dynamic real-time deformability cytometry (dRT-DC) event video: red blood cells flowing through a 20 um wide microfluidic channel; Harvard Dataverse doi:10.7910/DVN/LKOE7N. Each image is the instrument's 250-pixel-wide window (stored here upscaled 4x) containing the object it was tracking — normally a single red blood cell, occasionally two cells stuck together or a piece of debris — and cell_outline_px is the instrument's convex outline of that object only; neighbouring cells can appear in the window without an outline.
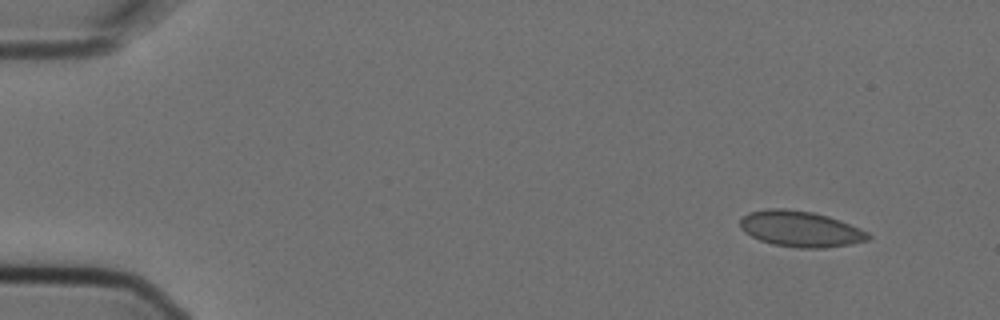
{"species": "Egyptian fruit bat (a non-hibernating species)", "species_latin": "Rousettus aegyptiacus", "temperature_condition": "cold", "stored_images_in_passage": 6, "camera_frame_rate_fps": 3000, "um_per_image_px": 0.085, "animal": {"sex": "female"}, "frame": {"image": 1, "passage_image": 1, "time_ms": 0.0, "image_size_px": [1000, 320], "cell_outline_px": [[872, 236], [868, 240], [848, 244], [824, 248], [800, 248], [772, 244], [760, 240], [744, 232], [740, 228], [740, 220], [748, 212], [768, 208], [784, 208], [812, 212], [828, 216], [840, 220], [860, 228], [868, 232]], "centroid_in_image_um": [68.03, 19.45], "position_along_channel_um": 17.0, "area_um2": 26.76}}
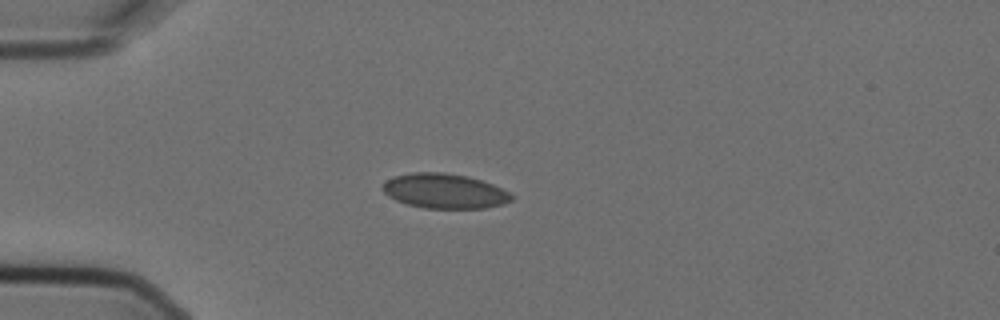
{"frame": {"image": 2, "passage_image": 4, "time_ms": 1.0, "image_size_px": [1000, 320], "cell_outline_px": [[512, 200], [504, 204], [484, 208], [424, 208], [408, 204], [396, 200], [388, 196], [380, 188], [392, 176], [412, 172], [444, 172], [468, 176], [492, 184], [508, 192], [512, 196]], "centroid_in_image_um": [37.76, 16.23], "position_along_channel_um": 47.2, "area_um2": 26.07}}
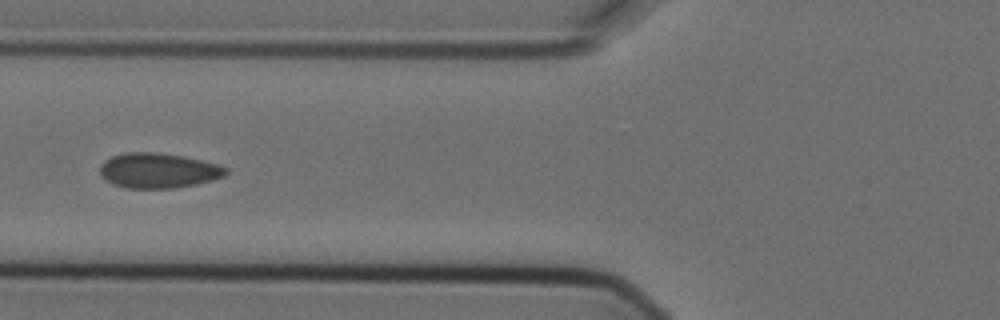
{"frame": {"image": 3, "passage_image": 6, "time_ms": 1.667, "image_size_px": [1000, 320], "cell_outline_px": [[228, 172], [224, 176], [212, 180], [196, 184], [172, 188], [128, 188], [112, 184], [100, 176], [100, 164], [104, 160], [112, 156], [124, 152], [160, 152], [184, 156], [220, 164], [228, 168]], "centroid_in_image_um": [13.45, 14.48], "position_along_channel_um": 112.3, "area_um2": 26.01}}